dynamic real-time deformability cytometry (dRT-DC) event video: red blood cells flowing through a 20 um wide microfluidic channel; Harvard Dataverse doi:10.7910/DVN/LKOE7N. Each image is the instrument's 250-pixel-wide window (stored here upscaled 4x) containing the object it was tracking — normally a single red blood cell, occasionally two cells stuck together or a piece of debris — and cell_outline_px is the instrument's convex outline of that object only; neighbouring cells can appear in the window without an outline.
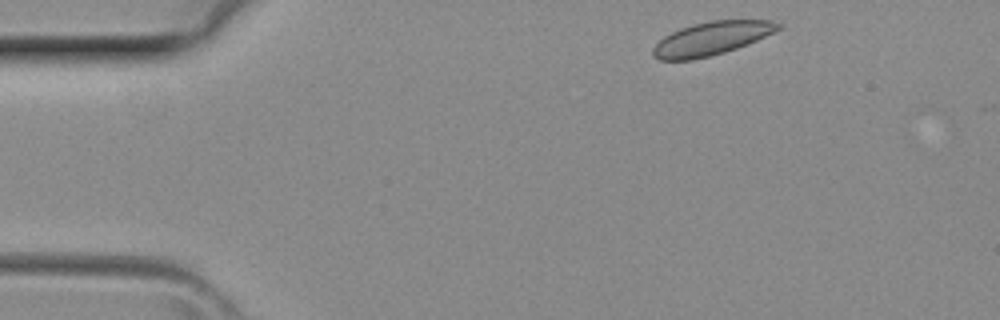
{"species": "common noctule bat (a hibernating species)", "species_latin": "Nyctalus noctula", "temperature_condition": "room temperature", "stored_images_in_passage": 3, "camera_frame_rate_fps": 3000, "um_per_image_px": 0.085, "animal": {"sex": "female", "body_mass_g": 29.2, "forearm_length_mm": 56.3}, "frame": {"image": 1, "passage_image": 1, "time_ms": 0.0, "image_size_px": [1000, 320], "cell_outline_px": [[784, 24], [780, 28], [748, 44], [724, 52], [692, 60], [660, 60], [652, 56], [652, 48], [664, 36], [680, 28], [692, 24], [712, 20], [772, 20]], "centroid_in_image_um": [60.45, 3.26], "position_along_channel_um": 24.5, "area_um2": 24.22}}
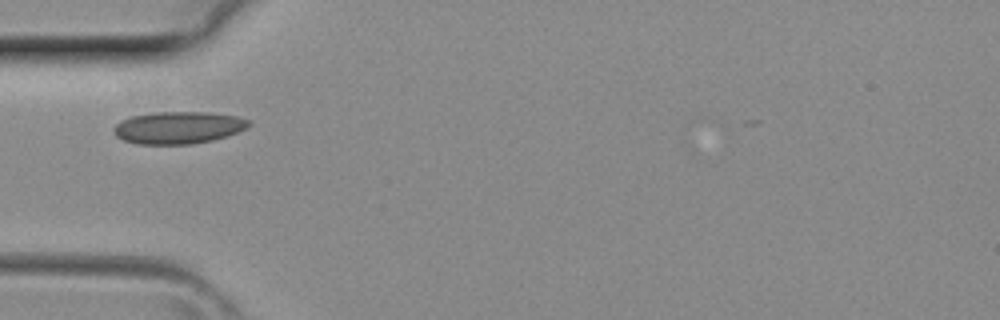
{"frame": {"image": 2, "passage_image": 3, "time_ms": 0.667, "image_size_px": [1000, 320], "cell_outline_px": [[252, 124], [228, 136], [212, 140], [192, 144], [136, 144], [124, 140], [116, 136], [112, 132], [112, 128], [120, 120], [132, 116], [156, 112], [208, 112], [240, 116], [252, 120]], "centroid_in_image_um": [15.16, 10.84], "position_along_channel_um": 69.8, "area_um2": 25.61}}